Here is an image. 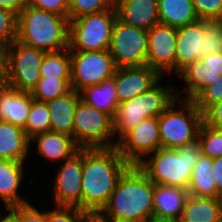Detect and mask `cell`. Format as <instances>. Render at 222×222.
<instances>
[{
	"mask_svg": "<svg viewBox=\"0 0 222 222\" xmlns=\"http://www.w3.org/2000/svg\"><path fill=\"white\" fill-rule=\"evenodd\" d=\"M129 166L116 146L83 148L81 210L100 212Z\"/></svg>",
	"mask_w": 222,
	"mask_h": 222,
	"instance_id": "cell-1",
	"label": "cell"
},
{
	"mask_svg": "<svg viewBox=\"0 0 222 222\" xmlns=\"http://www.w3.org/2000/svg\"><path fill=\"white\" fill-rule=\"evenodd\" d=\"M154 187L155 184L137 165H130L99 213L115 222H151Z\"/></svg>",
	"mask_w": 222,
	"mask_h": 222,
	"instance_id": "cell-2",
	"label": "cell"
},
{
	"mask_svg": "<svg viewBox=\"0 0 222 222\" xmlns=\"http://www.w3.org/2000/svg\"><path fill=\"white\" fill-rule=\"evenodd\" d=\"M67 17L35 7L18 14L17 41L42 51L57 52L68 48Z\"/></svg>",
	"mask_w": 222,
	"mask_h": 222,
	"instance_id": "cell-3",
	"label": "cell"
},
{
	"mask_svg": "<svg viewBox=\"0 0 222 222\" xmlns=\"http://www.w3.org/2000/svg\"><path fill=\"white\" fill-rule=\"evenodd\" d=\"M200 155L197 141L177 149L161 147L147 155L137 166L154 184L188 189L192 170Z\"/></svg>",
	"mask_w": 222,
	"mask_h": 222,
	"instance_id": "cell-4",
	"label": "cell"
},
{
	"mask_svg": "<svg viewBox=\"0 0 222 222\" xmlns=\"http://www.w3.org/2000/svg\"><path fill=\"white\" fill-rule=\"evenodd\" d=\"M164 78L145 93L119 103L113 117L116 141L144 119L159 117L177 99L175 86L163 85Z\"/></svg>",
	"mask_w": 222,
	"mask_h": 222,
	"instance_id": "cell-5",
	"label": "cell"
},
{
	"mask_svg": "<svg viewBox=\"0 0 222 222\" xmlns=\"http://www.w3.org/2000/svg\"><path fill=\"white\" fill-rule=\"evenodd\" d=\"M202 122L203 114L193 100L175 99L158 117L161 147L177 149L196 142Z\"/></svg>",
	"mask_w": 222,
	"mask_h": 222,
	"instance_id": "cell-6",
	"label": "cell"
},
{
	"mask_svg": "<svg viewBox=\"0 0 222 222\" xmlns=\"http://www.w3.org/2000/svg\"><path fill=\"white\" fill-rule=\"evenodd\" d=\"M116 19V9H111L99 13L80 16L69 20V50H109L112 29Z\"/></svg>",
	"mask_w": 222,
	"mask_h": 222,
	"instance_id": "cell-7",
	"label": "cell"
},
{
	"mask_svg": "<svg viewBox=\"0 0 222 222\" xmlns=\"http://www.w3.org/2000/svg\"><path fill=\"white\" fill-rule=\"evenodd\" d=\"M73 139L80 148L114 147L113 117L81 99L74 114Z\"/></svg>",
	"mask_w": 222,
	"mask_h": 222,
	"instance_id": "cell-8",
	"label": "cell"
},
{
	"mask_svg": "<svg viewBox=\"0 0 222 222\" xmlns=\"http://www.w3.org/2000/svg\"><path fill=\"white\" fill-rule=\"evenodd\" d=\"M3 53L7 85L31 93L41 78L40 66L46 52L16 40Z\"/></svg>",
	"mask_w": 222,
	"mask_h": 222,
	"instance_id": "cell-9",
	"label": "cell"
},
{
	"mask_svg": "<svg viewBox=\"0 0 222 222\" xmlns=\"http://www.w3.org/2000/svg\"><path fill=\"white\" fill-rule=\"evenodd\" d=\"M147 50V31L125 24L117 18L109 47L115 66L121 68L146 65Z\"/></svg>",
	"mask_w": 222,
	"mask_h": 222,
	"instance_id": "cell-10",
	"label": "cell"
},
{
	"mask_svg": "<svg viewBox=\"0 0 222 222\" xmlns=\"http://www.w3.org/2000/svg\"><path fill=\"white\" fill-rule=\"evenodd\" d=\"M70 56L71 88L77 92L113 77L117 68L109 50L70 51Z\"/></svg>",
	"mask_w": 222,
	"mask_h": 222,
	"instance_id": "cell-11",
	"label": "cell"
},
{
	"mask_svg": "<svg viewBox=\"0 0 222 222\" xmlns=\"http://www.w3.org/2000/svg\"><path fill=\"white\" fill-rule=\"evenodd\" d=\"M55 179L50 186L53 205L72 206L81 210L83 148H80L70 159L57 165Z\"/></svg>",
	"mask_w": 222,
	"mask_h": 222,
	"instance_id": "cell-12",
	"label": "cell"
},
{
	"mask_svg": "<svg viewBox=\"0 0 222 222\" xmlns=\"http://www.w3.org/2000/svg\"><path fill=\"white\" fill-rule=\"evenodd\" d=\"M221 75L222 53H209L203 59L187 64L176 74V78L182 79L186 84L181 88L183 91L175 85L176 96L184 100H194L205 88L220 79Z\"/></svg>",
	"mask_w": 222,
	"mask_h": 222,
	"instance_id": "cell-13",
	"label": "cell"
},
{
	"mask_svg": "<svg viewBox=\"0 0 222 222\" xmlns=\"http://www.w3.org/2000/svg\"><path fill=\"white\" fill-rule=\"evenodd\" d=\"M116 147L130 164H139L147 155L161 148L158 117L144 119L138 126L127 131Z\"/></svg>",
	"mask_w": 222,
	"mask_h": 222,
	"instance_id": "cell-14",
	"label": "cell"
},
{
	"mask_svg": "<svg viewBox=\"0 0 222 222\" xmlns=\"http://www.w3.org/2000/svg\"><path fill=\"white\" fill-rule=\"evenodd\" d=\"M147 62L162 77L175 76V47L177 28L155 24L148 31Z\"/></svg>",
	"mask_w": 222,
	"mask_h": 222,
	"instance_id": "cell-15",
	"label": "cell"
},
{
	"mask_svg": "<svg viewBox=\"0 0 222 222\" xmlns=\"http://www.w3.org/2000/svg\"><path fill=\"white\" fill-rule=\"evenodd\" d=\"M162 76L148 65L121 67L115 70V88L119 103L152 88Z\"/></svg>",
	"mask_w": 222,
	"mask_h": 222,
	"instance_id": "cell-16",
	"label": "cell"
},
{
	"mask_svg": "<svg viewBox=\"0 0 222 222\" xmlns=\"http://www.w3.org/2000/svg\"><path fill=\"white\" fill-rule=\"evenodd\" d=\"M203 20L177 28L175 75L196 60L204 58Z\"/></svg>",
	"mask_w": 222,
	"mask_h": 222,
	"instance_id": "cell-17",
	"label": "cell"
},
{
	"mask_svg": "<svg viewBox=\"0 0 222 222\" xmlns=\"http://www.w3.org/2000/svg\"><path fill=\"white\" fill-rule=\"evenodd\" d=\"M35 145L39 157L48 160L47 162L51 161L53 165L70 159L80 149L73 137L53 131L33 136L30 139V147Z\"/></svg>",
	"mask_w": 222,
	"mask_h": 222,
	"instance_id": "cell-18",
	"label": "cell"
},
{
	"mask_svg": "<svg viewBox=\"0 0 222 222\" xmlns=\"http://www.w3.org/2000/svg\"><path fill=\"white\" fill-rule=\"evenodd\" d=\"M26 165L24 162L0 159V202L6 209L30 202L24 195L20 196Z\"/></svg>",
	"mask_w": 222,
	"mask_h": 222,
	"instance_id": "cell-19",
	"label": "cell"
},
{
	"mask_svg": "<svg viewBox=\"0 0 222 222\" xmlns=\"http://www.w3.org/2000/svg\"><path fill=\"white\" fill-rule=\"evenodd\" d=\"M115 9L121 22L145 31L159 23L158 0H116Z\"/></svg>",
	"mask_w": 222,
	"mask_h": 222,
	"instance_id": "cell-20",
	"label": "cell"
},
{
	"mask_svg": "<svg viewBox=\"0 0 222 222\" xmlns=\"http://www.w3.org/2000/svg\"><path fill=\"white\" fill-rule=\"evenodd\" d=\"M188 196V189L155 184L153 220L179 221Z\"/></svg>",
	"mask_w": 222,
	"mask_h": 222,
	"instance_id": "cell-21",
	"label": "cell"
},
{
	"mask_svg": "<svg viewBox=\"0 0 222 222\" xmlns=\"http://www.w3.org/2000/svg\"><path fill=\"white\" fill-rule=\"evenodd\" d=\"M33 100L30 92L6 84L0 90V120L24 129Z\"/></svg>",
	"mask_w": 222,
	"mask_h": 222,
	"instance_id": "cell-22",
	"label": "cell"
},
{
	"mask_svg": "<svg viewBox=\"0 0 222 222\" xmlns=\"http://www.w3.org/2000/svg\"><path fill=\"white\" fill-rule=\"evenodd\" d=\"M31 150L25 129L0 120V159L26 163Z\"/></svg>",
	"mask_w": 222,
	"mask_h": 222,
	"instance_id": "cell-23",
	"label": "cell"
},
{
	"mask_svg": "<svg viewBox=\"0 0 222 222\" xmlns=\"http://www.w3.org/2000/svg\"><path fill=\"white\" fill-rule=\"evenodd\" d=\"M80 99V92L71 89L65 95L46 102L50 114V131L73 137V117Z\"/></svg>",
	"mask_w": 222,
	"mask_h": 222,
	"instance_id": "cell-24",
	"label": "cell"
},
{
	"mask_svg": "<svg viewBox=\"0 0 222 222\" xmlns=\"http://www.w3.org/2000/svg\"><path fill=\"white\" fill-rule=\"evenodd\" d=\"M222 198L188 196L179 222H220Z\"/></svg>",
	"mask_w": 222,
	"mask_h": 222,
	"instance_id": "cell-25",
	"label": "cell"
},
{
	"mask_svg": "<svg viewBox=\"0 0 222 222\" xmlns=\"http://www.w3.org/2000/svg\"><path fill=\"white\" fill-rule=\"evenodd\" d=\"M80 96L86 104L114 117L119 105L115 73L113 77L105 79L99 85L85 87L80 91Z\"/></svg>",
	"mask_w": 222,
	"mask_h": 222,
	"instance_id": "cell-26",
	"label": "cell"
},
{
	"mask_svg": "<svg viewBox=\"0 0 222 222\" xmlns=\"http://www.w3.org/2000/svg\"><path fill=\"white\" fill-rule=\"evenodd\" d=\"M159 23L180 28L199 20L192 0H158Z\"/></svg>",
	"mask_w": 222,
	"mask_h": 222,
	"instance_id": "cell-27",
	"label": "cell"
},
{
	"mask_svg": "<svg viewBox=\"0 0 222 222\" xmlns=\"http://www.w3.org/2000/svg\"><path fill=\"white\" fill-rule=\"evenodd\" d=\"M213 159L201 154L192 170L188 192L193 197L217 198V188L212 175Z\"/></svg>",
	"mask_w": 222,
	"mask_h": 222,
	"instance_id": "cell-28",
	"label": "cell"
},
{
	"mask_svg": "<svg viewBox=\"0 0 222 222\" xmlns=\"http://www.w3.org/2000/svg\"><path fill=\"white\" fill-rule=\"evenodd\" d=\"M41 77L51 79H71V56L69 48L45 53L41 66Z\"/></svg>",
	"mask_w": 222,
	"mask_h": 222,
	"instance_id": "cell-29",
	"label": "cell"
},
{
	"mask_svg": "<svg viewBox=\"0 0 222 222\" xmlns=\"http://www.w3.org/2000/svg\"><path fill=\"white\" fill-rule=\"evenodd\" d=\"M71 79H51L41 77L31 91L32 98L39 102H48L65 95L71 90Z\"/></svg>",
	"mask_w": 222,
	"mask_h": 222,
	"instance_id": "cell-30",
	"label": "cell"
},
{
	"mask_svg": "<svg viewBox=\"0 0 222 222\" xmlns=\"http://www.w3.org/2000/svg\"><path fill=\"white\" fill-rule=\"evenodd\" d=\"M27 136H33L50 131V114L46 102L32 101L26 127Z\"/></svg>",
	"mask_w": 222,
	"mask_h": 222,
	"instance_id": "cell-31",
	"label": "cell"
},
{
	"mask_svg": "<svg viewBox=\"0 0 222 222\" xmlns=\"http://www.w3.org/2000/svg\"><path fill=\"white\" fill-rule=\"evenodd\" d=\"M197 142L201 154L215 159L222 156V129L213 128L202 122Z\"/></svg>",
	"mask_w": 222,
	"mask_h": 222,
	"instance_id": "cell-32",
	"label": "cell"
},
{
	"mask_svg": "<svg viewBox=\"0 0 222 222\" xmlns=\"http://www.w3.org/2000/svg\"><path fill=\"white\" fill-rule=\"evenodd\" d=\"M116 0H69L68 20L115 9Z\"/></svg>",
	"mask_w": 222,
	"mask_h": 222,
	"instance_id": "cell-33",
	"label": "cell"
},
{
	"mask_svg": "<svg viewBox=\"0 0 222 222\" xmlns=\"http://www.w3.org/2000/svg\"><path fill=\"white\" fill-rule=\"evenodd\" d=\"M204 57L222 53V20H203Z\"/></svg>",
	"mask_w": 222,
	"mask_h": 222,
	"instance_id": "cell-34",
	"label": "cell"
},
{
	"mask_svg": "<svg viewBox=\"0 0 222 222\" xmlns=\"http://www.w3.org/2000/svg\"><path fill=\"white\" fill-rule=\"evenodd\" d=\"M18 14L0 8V49L4 50L17 39Z\"/></svg>",
	"mask_w": 222,
	"mask_h": 222,
	"instance_id": "cell-35",
	"label": "cell"
},
{
	"mask_svg": "<svg viewBox=\"0 0 222 222\" xmlns=\"http://www.w3.org/2000/svg\"><path fill=\"white\" fill-rule=\"evenodd\" d=\"M6 212L14 222H47V210H39L30 202L8 208Z\"/></svg>",
	"mask_w": 222,
	"mask_h": 222,
	"instance_id": "cell-36",
	"label": "cell"
},
{
	"mask_svg": "<svg viewBox=\"0 0 222 222\" xmlns=\"http://www.w3.org/2000/svg\"><path fill=\"white\" fill-rule=\"evenodd\" d=\"M47 209V222H85L87 213L72 206H57Z\"/></svg>",
	"mask_w": 222,
	"mask_h": 222,
	"instance_id": "cell-37",
	"label": "cell"
},
{
	"mask_svg": "<svg viewBox=\"0 0 222 222\" xmlns=\"http://www.w3.org/2000/svg\"><path fill=\"white\" fill-rule=\"evenodd\" d=\"M193 101L202 113L209 106L222 101V75L220 79L205 88Z\"/></svg>",
	"mask_w": 222,
	"mask_h": 222,
	"instance_id": "cell-38",
	"label": "cell"
},
{
	"mask_svg": "<svg viewBox=\"0 0 222 222\" xmlns=\"http://www.w3.org/2000/svg\"><path fill=\"white\" fill-rule=\"evenodd\" d=\"M199 20H222V0H192Z\"/></svg>",
	"mask_w": 222,
	"mask_h": 222,
	"instance_id": "cell-39",
	"label": "cell"
},
{
	"mask_svg": "<svg viewBox=\"0 0 222 222\" xmlns=\"http://www.w3.org/2000/svg\"><path fill=\"white\" fill-rule=\"evenodd\" d=\"M202 114L205 124L222 129V101L209 106Z\"/></svg>",
	"mask_w": 222,
	"mask_h": 222,
	"instance_id": "cell-40",
	"label": "cell"
},
{
	"mask_svg": "<svg viewBox=\"0 0 222 222\" xmlns=\"http://www.w3.org/2000/svg\"><path fill=\"white\" fill-rule=\"evenodd\" d=\"M35 8L68 18L69 0H40Z\"/></svg>",
	"mask_w": 222,
	"mask_h": 222,
	"instance_id": "cell-41",
	"label": "cell"
},
{
	"mask_svg": "<svg viewBox=\"0 0 222 222\" xmlns=\"http://www.w3.org/2000/svg\"><path fill=\"white\" fill-rule=\"evenodd\" d=\"M212 175L217 188V198H222V156L213 159Z\"/></svg>",
	"mask_w": 222,
	"mask_h": 222,
	"instance_id": "cell-42",
	"label": "cell"
},
{
	"mask_svg": "<svg viewBox=\"0 0 222 222\" xmlns=\"http://www.w3.org/2000/svg\"><path fill=\"white\" fill-rule=\"evenodd\" d=\"M0 8L19 14L25 8L24 0H0Z\"/></svg>",
	"mask_w": 222,
	"mask_h": 222,
	"instance_id": "cell-43",
	"label": "cell"
},
{
	"mask_svg": "<svg viewBox=\"0 0 222 222\" xmlns=\"http://www.w3.org/2000/svg\"><path fill=\"white\" fill-rule=\"evenodd\" d=\"M5 57L3 50L0 49V90L6 85Z\"/></svg>",
	"mask_w": 222,
	"mask_h": 222,
	"instance_id": "cell-44",
	"label": "cell"
},
{
	"mask_svg": "<svg viewBox=\"0 0 222 222\" xmlns=\"http://www.w3.org/2000/svg\"><path fill=\"white\" fill-rule=\"evenodd\" d=\"M85 222H115V221L104 217L99 212H91L87 213Z\"/></svg>",
	"mask_w": 222,
	"mask_h": 222,
	"instance_id": "cell-45",
	"label": "cell"
},
{
	"mask_svg": "<svg viewBox=\"0 0 222 222\" xmlns=\"http://www.w3.org/2000/svg\"><path fill=\"white\" fill-rule=\"evenodd\" d=\"M25 1V8L35 7L40 0H24Z\"/></svg>",
	"mask_w": 222,
	"mask_h": 222,
	"instance_id": "cell-46",
	"label": "cell"
},
{
	"mask_svg": "<svg viewBox=\"0 0 222 222\" xmlns=\"http://www.w3.org/2000/svg\"><path fill=\"white\" fill-rule=\"evenodd\" d=\"M1 203V202H0ZM0 207H1V204H0ZM5 209V211H7V209L5 208V207H2V208H0V222L7 216V212H3L2 210H4ZM2 211V212H1ZM4 213V214H3Z\"/></svg>",
	"mask_w": 222,
	"mask_h": 222,
	"instance_id": "cell-47",
	"label": "cell"
},
{
	"mask_svg": "<svg viewBox=\"0 0 222 222\" xmlns=\"http://www.w3.org/2000/svg\"><path fill=\"white\" fill-rule=\"evenodd\" d=\"M1 222H14L8 215Z\"/></svg>",
	"mask_w": 222,
	"mask_h": 222,
	"instance_id": "cell-48",
	"label": "cell"
},
{
	"mask_svg": "<svg viewBox=\"0 0 222 222\" xmlns=\"http://www.w3.org/2000/svg\"><path fill=\"white\" fill-rule=\"evenodd\" d=\"M151 222H179V221H170V220H153Z\"/></svg>",
	"mask_w": 222,
	"mask_h": 222,
	"instance_id": "cell-49",
	"label": "cell"
}]
</instances>
